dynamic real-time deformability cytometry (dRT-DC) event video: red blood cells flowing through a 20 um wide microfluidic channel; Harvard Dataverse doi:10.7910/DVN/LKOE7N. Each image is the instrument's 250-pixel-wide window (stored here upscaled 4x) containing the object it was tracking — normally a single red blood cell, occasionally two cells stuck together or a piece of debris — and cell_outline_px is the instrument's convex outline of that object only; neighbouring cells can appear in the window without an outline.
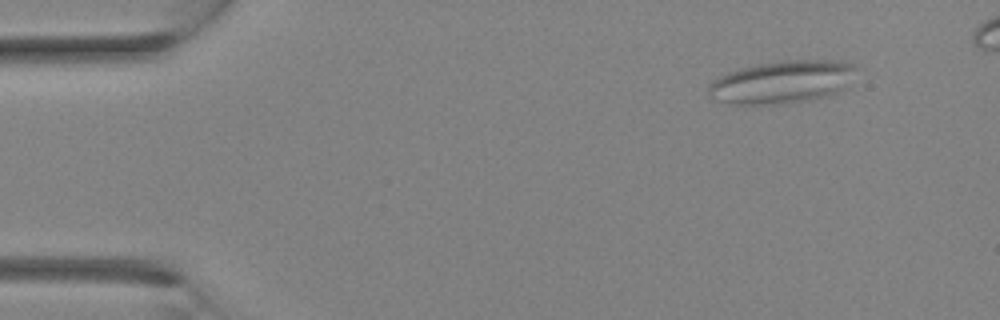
{"species": "Egyptian fruit bat (a non-hibernating species)", "species_latin": "Rousettus aegyptiacus", "temperature_condition": "room temperature", "stored_images_in_passage": 3, "camera_frame_rate_fps": 3000, "um_per_image_px": 0.085, "animal": {"sex": "female"}, "frame": {"image": 1, "passage_image": 1, "time_ms": 0.0, "image_size_px": [1000, 320], "cell_outline_px": [[864, 68], [840, 92], [828, 96], [808, 100], [784, 104], [732, 104], [716, 100], [708, 96], [708, 84], [712, 80], [728, 72], [740, 68], [760, 64], [784, 60], [840, 60], [856, 64]], "centroid_in_image_um": [66.58, 6.96], "position_along_channel_um": 18.4, "area_um2": 37.63}}